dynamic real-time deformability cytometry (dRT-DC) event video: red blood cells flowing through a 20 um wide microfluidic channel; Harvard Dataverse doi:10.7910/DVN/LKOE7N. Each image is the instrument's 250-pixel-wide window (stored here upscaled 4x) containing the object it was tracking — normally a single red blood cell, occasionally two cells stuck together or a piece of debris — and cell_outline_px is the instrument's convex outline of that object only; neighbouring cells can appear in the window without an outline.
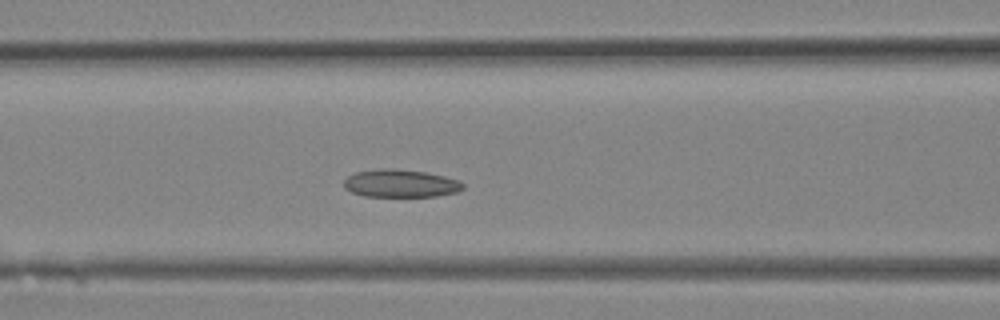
{"species": "Egyptian fruit bat (a non-hibernating species)", "species_latin": "Rousettus aegyptiacus", "temperature_condition": "room temperature", "stored_images_in_passage": 14, "camera_frame_rate_fps": 3000, "um_per_image_px": 0.085, "animal": {"sex": "female"}, "frame": {"image": 1, "passage_image": 10, "time_ms": 3.0, "image_size_px": [1000, 320], "cell_outline_px": [[464, 188], [456, 192], [436, 196], [364, 196], [352, 192], [344, 188], [344, 180], [348, 176], [356, 172], [380, 168], [392, 168], [428, 172], [460, 180], [464, 184]], "centroid_in_image_um": [34.06, 15.58], "position_along_channel_um": 132.5, "area_um2": 19.36}}
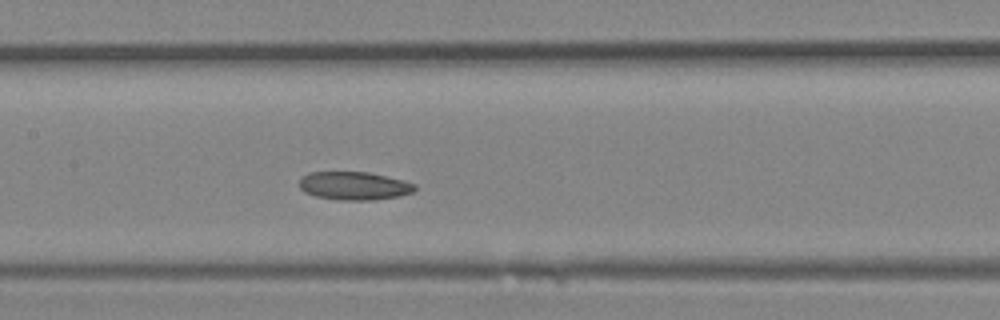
{"frame": {"image": 2, "passage_image": 12, "time_ms": 3.667, "image_size_px": [1000, 320], "cell_outline_px": [[416, 188], [412, 192], [400, 196], [372, 200], [340, 200], [316, 196], [304, 192], [300, 188], [300, 180], [308, 172], [368, 172], [404, 180], [416, 184]], "centroid_in_image_um": [30.12, 15.79], "position_along_channel_um": 177.3, "area_um2": 18.96}}
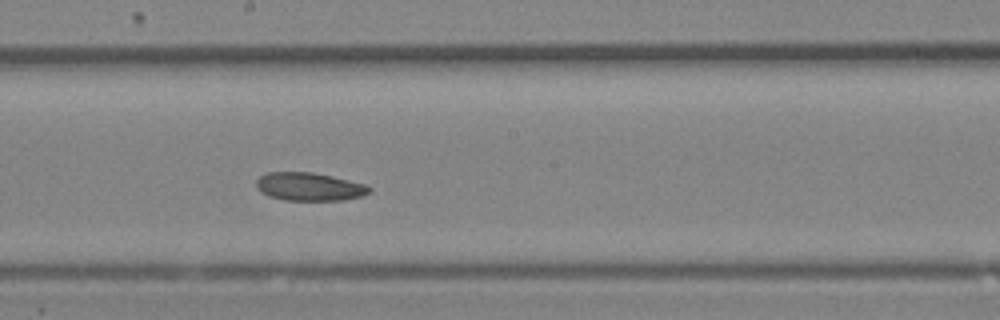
{"frame": {"image": 3, "passage_image": 14, "time_ms": 4.333, "image_size_px": [1000, 320], "cell_outline_px": [[372, 192], [364, 196], [344, 200], [284, 200], [268, 196], [260, 192], [256, 188], [256, 180], [260, 176], [268, 172], [312, 172], [332, 176], [364, 184], [372, 188]], "centroid_in_image_um": [26.29, 15.87], "position_along_channel_um": 221.9, "area_um2": 18.73}}